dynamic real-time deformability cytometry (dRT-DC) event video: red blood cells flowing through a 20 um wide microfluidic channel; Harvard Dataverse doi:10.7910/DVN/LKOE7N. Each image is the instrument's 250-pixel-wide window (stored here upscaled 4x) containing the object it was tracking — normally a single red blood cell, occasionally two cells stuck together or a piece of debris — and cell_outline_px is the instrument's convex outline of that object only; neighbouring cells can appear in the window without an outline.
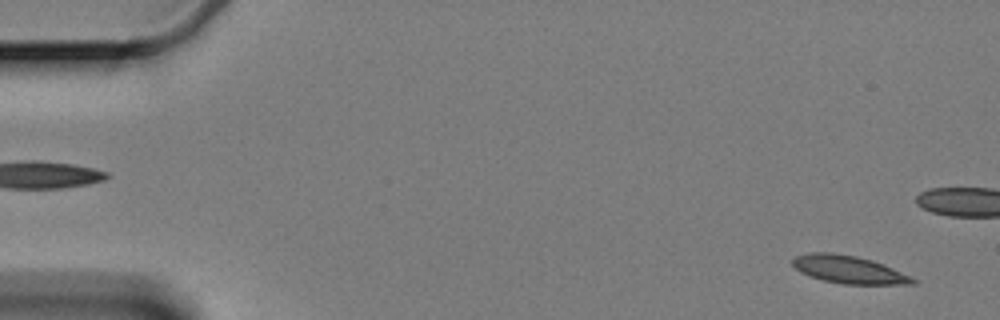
{"species": "Egyptian fruit bat (a non-hibernating species)", "species_latin": "Rousettus aegyptiacus", "temperature_condition": "cold", "stored_images_in_passage": 13, "camera_frame_rate_fps": 3000, "um_per_image_px": 0.085, "animal": {"sex": "female"}, "frame": {"image": 1, "passage_image": 3, "time_ms": 0.667, "image_size_px": [1000, 320], "cell_outline_px": [[920, 280], [916, 284], [844, 284], [824, 280], [808, 276], [800, 272], [792, 264], [792, 260], [796, 256], [808, 252], [832, 252], [856, 256], [872, 260], [884, 264]], "centroid_in_image_um": [72.17, 22.91], "position_along_channel_um": 12.8, "area_um2": 19.59}}